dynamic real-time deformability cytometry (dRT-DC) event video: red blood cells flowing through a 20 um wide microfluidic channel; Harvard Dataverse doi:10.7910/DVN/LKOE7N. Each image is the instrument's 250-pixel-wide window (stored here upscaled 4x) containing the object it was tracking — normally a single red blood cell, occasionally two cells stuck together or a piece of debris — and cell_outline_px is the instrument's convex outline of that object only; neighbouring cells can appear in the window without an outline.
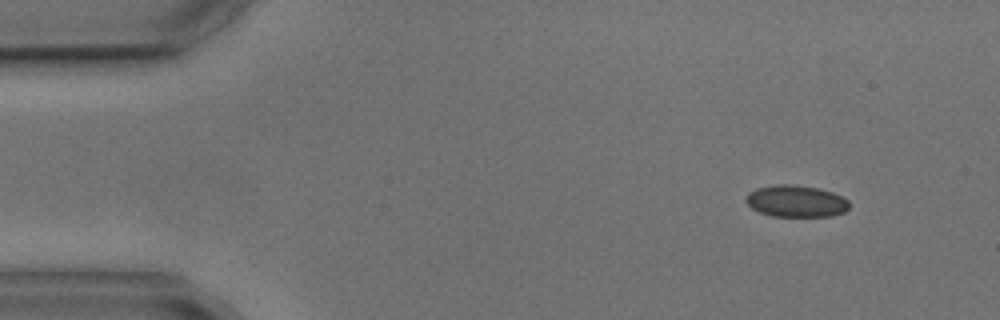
{"species": "common noctule bat (a hibernating species)", "species_latin": "Nyctalus noctula", "temperature_condition": "cold", "stored_images_in_passage": 4, "camera_frame_rate_fps": 3000, "um_per_image_px": 0.085, "animal": {"sex": "male", "body_mass_g": 17.9, "forearm_length_mm": 54.2}, "frame": {"image": 1, "passage_image": 1, "time_ms": 0.0, "image_size_px": [1000, 320], "cell_outline_px": [[848, 208], [844, 212], [832, 216], [772, 216], [760, 212], [752, 208], [744, 200], [748, 192], [756, 188], [776, 184], [792, 184], [816, 188], [832, 192], [848, 200]], "centroid_in_image_um": [67.63, 17.09], "position_along_channel_um": 17.4, "area_um2": 19.07}}
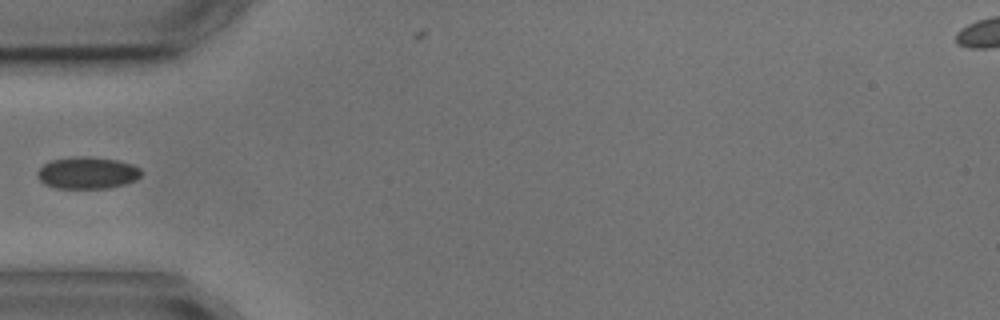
{"frame": {"image": 2, "passage_image": 4, "time_ms": 4.0, "image_size_px": [1000, 320], "cell_outline_px": [[144, 172], [136, 180], [124, 184], [108, 188], [56, 188], [44, 184], [36, 176], [36, 172], [44, 164], [52, 160], [72, 156], [92, 156], [120, 160], [132, 164], [140, 168]], "centroid_in_image_um": [7.44, 14.68], "position_along_channel_um": 77.6, "area_um2": 19.65}}